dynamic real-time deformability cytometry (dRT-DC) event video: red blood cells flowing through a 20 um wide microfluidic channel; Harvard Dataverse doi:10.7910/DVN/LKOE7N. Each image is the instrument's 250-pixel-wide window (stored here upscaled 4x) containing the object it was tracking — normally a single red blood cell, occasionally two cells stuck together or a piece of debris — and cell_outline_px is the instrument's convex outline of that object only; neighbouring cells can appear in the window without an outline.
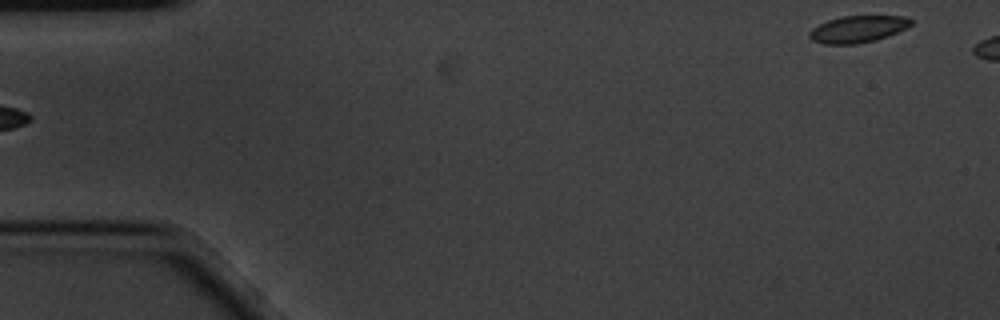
{"species": "common noctule bat (a hibernating species)", "species_latin": "Nyctalus noctula", "temperature_condition": "cold", "stored_images_in_passage": 6, "segment_of_instrument_passage": [2, 2], "camera_frame_rate_fps": 3000, "um_per_image_px": 0.085, "animal": {"sex": "male", "body_mass_g": 20.1, "forearm_length_mm": 53.5}, "frame": {"image": 1, "passage_image": 6, "time_ms": 1.667, "image_size_px": [1000, 320], "cell_outline_px": [[912, 24], [888, 36], [876, 40], [856, 44], [824, 44], [812, 40], [808, 36], [808, 32], [812, 28], [828, 20], [840, 16], [904, 16], [912, 20]], "centroid_in_image_um": [72.88, 2.48], "position_along_channel_um": 12.1, "area_um2": 15.84}}